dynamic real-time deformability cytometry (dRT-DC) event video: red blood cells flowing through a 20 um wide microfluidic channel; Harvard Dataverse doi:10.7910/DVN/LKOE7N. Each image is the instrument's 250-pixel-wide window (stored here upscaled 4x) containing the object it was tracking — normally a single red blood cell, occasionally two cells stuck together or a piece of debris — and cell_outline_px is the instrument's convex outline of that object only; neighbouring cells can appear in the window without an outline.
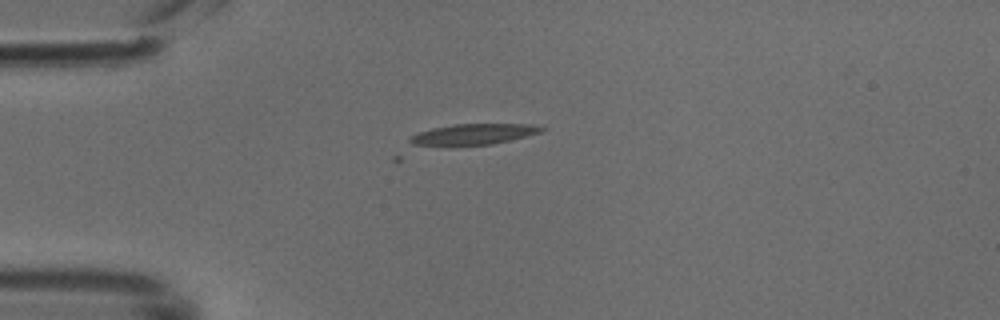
{"species": "common noctule bat (a hibernating species)", "species_latin": "Nyctalus noctula", "temperature_condition": "cold", "stored_images_in_passage": 3, "camera_frame_rate_fps": 3000, "um_per_image_px": 0.085, "animal": {"sex": "male", "body_mass_g": 18.8}, "frame": {"image": 1, "passage_image": 1, "time_ms": 0.0, "image_size_px": [1000, 320], "cell_outline_px": [[548, 128], [540, 132], [512, 140], [492, 144], [408, 148], [408, 136], [416, 132], [432, 128], [452, 124], [532, 124]], "centroid_in_image_um": [40.02, 11.45], "position_along_channel_um": 45.0, "area_um2": 16.94}}